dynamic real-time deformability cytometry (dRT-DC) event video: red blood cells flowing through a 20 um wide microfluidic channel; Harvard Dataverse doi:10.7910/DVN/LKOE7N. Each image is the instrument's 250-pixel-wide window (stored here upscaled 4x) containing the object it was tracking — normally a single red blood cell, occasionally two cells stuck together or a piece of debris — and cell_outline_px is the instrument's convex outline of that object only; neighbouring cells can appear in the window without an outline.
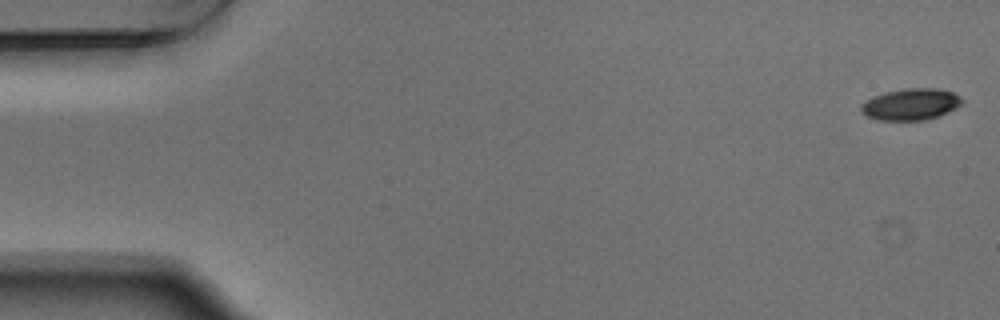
{"species": "Egyptian fruit bat (a non-hibernating species)", "species_latin": "Rousettus aegyptiacus", "temperature_condition": "warm", "stored_images_in_passage": 54, "camera_frame_rate_fps": 3000, "um_per_image_px": 0.085, "animal": {"sex": "male"}, "frame": {"image": 1, "passage_image": 1, "time_ms": 0.0, "image_size_px": [1000, 320], "cell_outline_px": [[964, 104], [948, 112], [924, 120], [876, 120], [860, 112], [860, 104], [872, 96], [884, 92], [904, 88], [936, 88], [952, 92], [960, 96], [964, 100]], "centroid_in_image_um": [77.41, 8.85], "position_along_channel_um": 7.6, "area_um2": 18.79}}
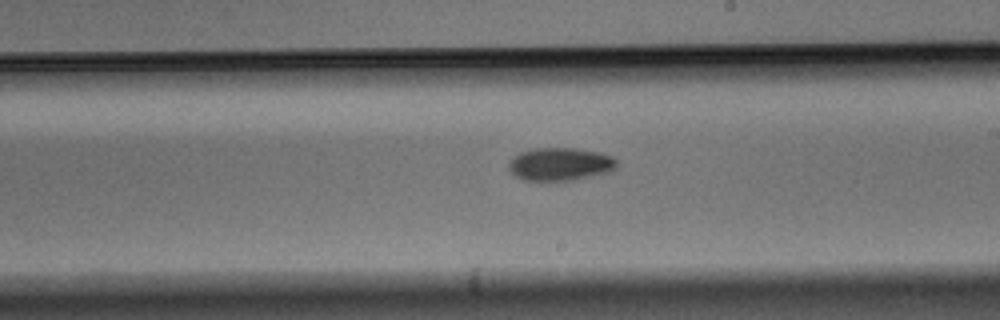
{"frame": {"image": 2, "passage_image": 31, "time_ms": 10.0, "image_size_px": [1000, 320], "cell_outline_px": [[616, 168], [608, 172], [572, 180], [524, 180], [516, 176], [508, 168], [508, 160], [520, 152], [536, 148], [572, 148], [600, 152], [612, 156], [616, 160]], "centroid_in_image_um": [47.59, 13.94], "position_along_channel_um": 241.4, "area_um2": 20.63}}
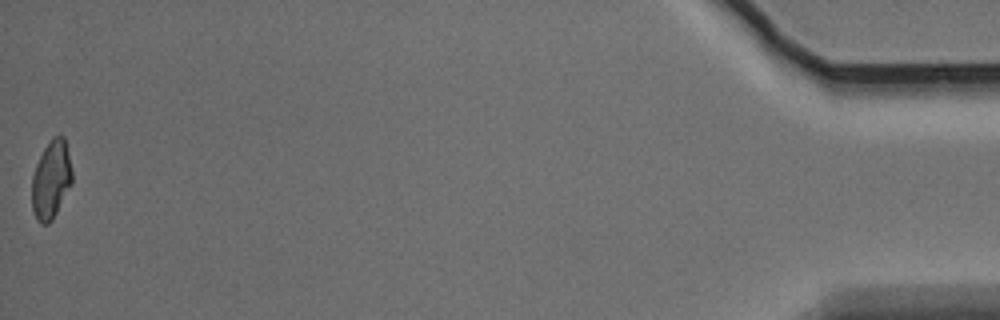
{"frame": {"image": 3, "passage_image": 54, "time_ms": 17.667, "image_size_px": [1000, 320], "cell_outline_px": [[72, 184], [52, 220], [48, 224], [40, 224], [36, 220], [32, 208], [32, 176], [36, 164], [44, 148], [52, 136], [64, 136], [68, 152], [72, 172]], "centroid_in_image_um": [4.34, 15.29], "position_along_channel_um": 430.9, "area_um2": 18.38}, "authors_computed_cell_mechanics": {"area_um2": 19.5653, "velocity_mm_per_s": 3.7399, "shape_relaxation_time_tau1_ms": 6.4229, "shape_relaxation_time_tau2_ms": 3.5431, "deformation_change_tau1": 0.1454, "deformation_change_tau2": 0.0878}}